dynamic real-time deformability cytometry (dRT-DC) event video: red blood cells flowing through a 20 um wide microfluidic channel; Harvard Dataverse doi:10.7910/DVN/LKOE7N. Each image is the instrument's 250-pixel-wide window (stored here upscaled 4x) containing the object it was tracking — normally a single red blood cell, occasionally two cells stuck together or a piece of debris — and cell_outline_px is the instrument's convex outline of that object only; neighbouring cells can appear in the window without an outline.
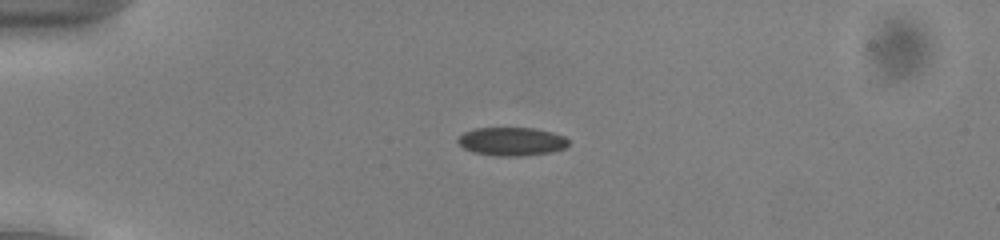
{"species": "common noctule bat (a hibernating species)", "species_latin": "Nyctalus noctula", "temperature_condition": "cold", "stored_images_in_passage": 53, "camera_frame_rate_fps": 3000, "um_per_image_px": 0.085, "animal": {"sex": "male", "body_mass_g": 13.0, "forearm_length_mm": 53.1}, "frame": {"image": 1, "passage_image": 14, "time_ms": 4.333, "image_size_px": [1000, 240], "cell_outline_px": [[568, 144], [564, 148], [552, 152], [520, 156], [496, 156], [472, 152], [464, 148], [456, 140], [464, 132], [476, 128], [536, 128], [552, 132], [564, 136], [568, 140]], "centroid_in_image_um": [43.49, 12.02], "position_along_channel_um": 41.5, "area_um2": 18.32}}
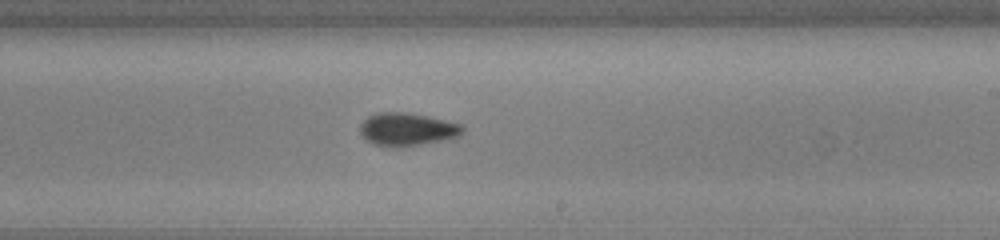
{"frame": {"image": 2, "passage_image": 33, "time_ms": 10.667, "image_size_px": [1000, 240], "cell_outline_px": [[464, 132], [460, 136], [452, 140], [400, 148], [396, 148], [372, 144], [364, 140], [360, 136], [360, 124], [368, 116], [376, 112], [408, 112], [428, 116], [464, 124]], "centroid_in_image_um": [34.64, 11.02], "position_along_channel_um": 254.4, "area_um2": 20.63}}
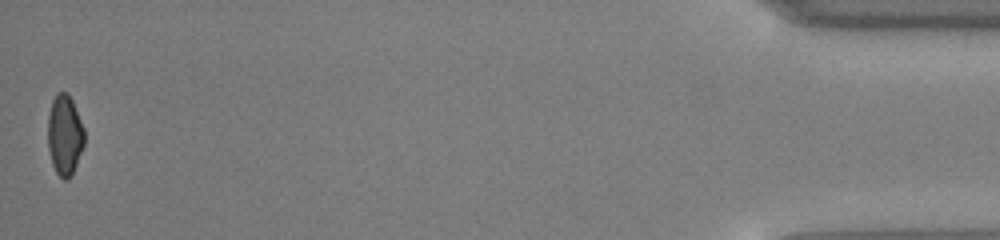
{"frame": {"image": 3, "passage_image": 53, "time_ms": 17.333, "image_size_px": [1000, 240], "cell_outline_px": [[84, 144], [72, 176], [68, 180], [64, 180], [56, 172], [52, 164], [48, 148], [48, 116], [52, 100], [56, 92], [68, 92], [72, 100], [84, 128]], "centroid_in_image_um": [5.49, 11.48], "position_along_channel_um": 429.7, "area_um2": 17.22}, "authors_computed_cell_mechanics": {"area_um2": 18.5538, "velocity_mm_per_s": 3.941, "shape_relaxation_time_tau1_ms": 3.0791, "shape_relaxation_time_tau2_ms": 3.4152, "deformation_change_tau1": 0.0744, "deformation_change_tau2": 0.0717}}